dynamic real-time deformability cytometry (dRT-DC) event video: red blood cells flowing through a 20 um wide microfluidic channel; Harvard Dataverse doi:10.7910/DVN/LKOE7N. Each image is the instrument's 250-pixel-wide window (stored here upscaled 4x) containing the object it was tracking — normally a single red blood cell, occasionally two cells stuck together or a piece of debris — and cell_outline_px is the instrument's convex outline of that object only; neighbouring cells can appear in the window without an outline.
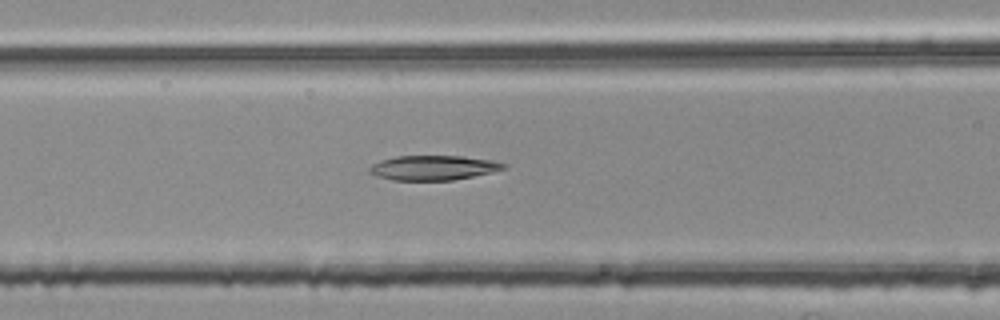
{"species": "common noctule bat (a hibernating species)", "species_latin": "Nyctalus noctula", "temperature_condition": "room temperature", "stored_images_in_passage": 54, "segment_of_instrument_passage": [2, 2], "camera_frame_rate_fps": 3000, "um_per_image_px": 0.085, "animal": {"sex": "female", "body_mass_g": 25.1}, "frame": {"image": 1, "passage_image": 22, "time_ms": 7.0, "image_size_px": [1000, 320], "cell_outline_px": [[508, 168], [492, 172], [452, 180], [392, 180], [368, 172], [368, 168], [372, 164], [380, 160], [396, 156], [460, 156], [488, 160], [508, 164]], "centroid_in_image_um": [36.82, 14.25], "position_along_channel_um": 129.8, "area_um2": 19.13}}
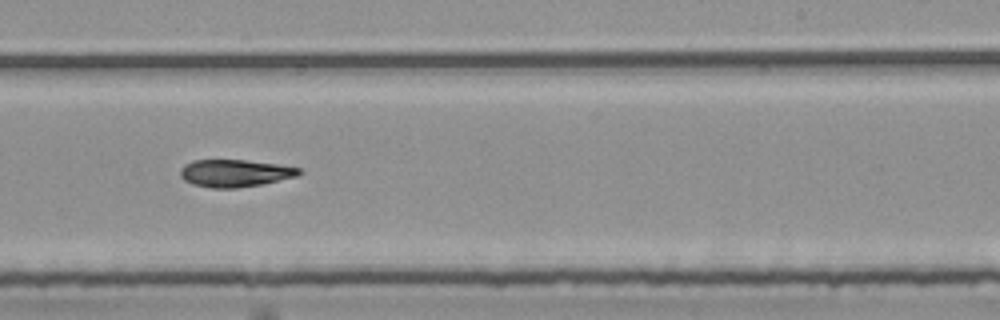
{"frame": {"image": 2, "passage_image": 33, "time_ms": 10.667, "image_size_px": [1000, 320], "cell_outline_px": [[304, 172], [296, 176], [260, 184], [236, 188], [208, 188], [192, 184], [184, 180], [180, 176], [180, 168], [184, 164], [192, 160], [244, 160], [276, 164], [300, 168]], "centroid_in_image_um": [19.91, 14.72], "position_along_channel_um": 269.1, "area_um2": 18.9}}
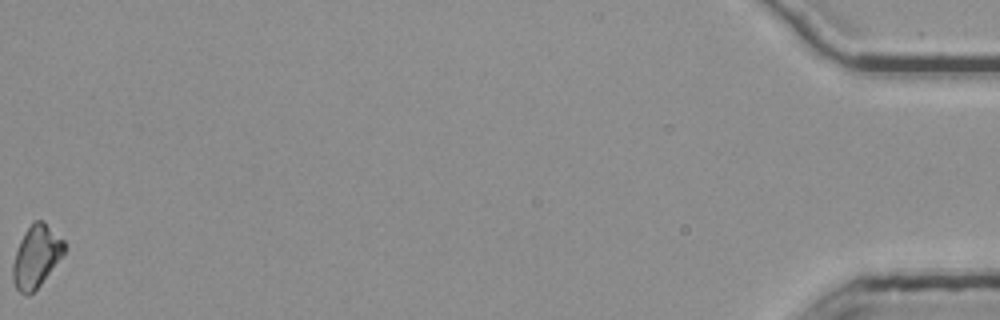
{"frame": {"image": 3, "passage_image": 54, "time_ms": 17.667, "image_size_px": [1000, 320], "cell_outline_px": [[64, 252], [40, 284], [28, 296], [24, 296], [16, 288], [12, 280], [12, 264], [20, 240], [24, 232], [36, 220], [44, 220], [64, 240]], "centroid_in_image_um": [3.05, 21.79], "position_along_channel_um": 432.2, "area_um2": 18.32}}